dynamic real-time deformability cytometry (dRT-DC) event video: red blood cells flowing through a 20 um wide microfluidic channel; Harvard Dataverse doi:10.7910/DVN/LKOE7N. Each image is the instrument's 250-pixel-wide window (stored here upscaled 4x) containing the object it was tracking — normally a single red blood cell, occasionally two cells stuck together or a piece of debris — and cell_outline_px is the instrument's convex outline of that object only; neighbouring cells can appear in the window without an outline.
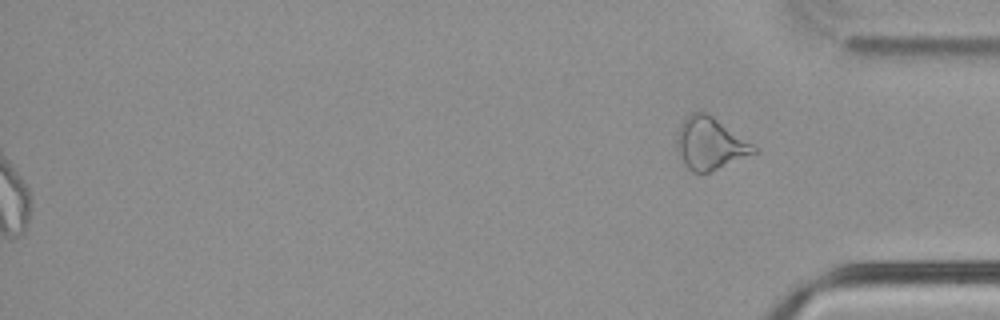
{"species": "common noctule bat (a hibernating species)", "species_latin": "Nyctalus noctula", "temperature_condition": "cold", "stored_images_in_passage": 48, "segment_of_instrument_passage": [2, 2], "camera_frame_rate_fps": 3000, "um_per_image_px": 0.085, "animal": {"sex": "male", "body_mass_g": 21.5, "forearm_length_mm": 52.0}, "frame": {"image": 1, "passage_image": 48, "time_ms": 15.667, "image_size_px": [1000, 320], "cell_outline_px": [[760, 152], [708, 172], [692, 172], [688, 168], [676, 148], [676, 140], [680, 124], [692, 112], [704, 112], [712, 116], [752, 144]], "centroid_in_image_um": [60.35, 12.21], "position_along_channel_um": 374.8, "area_um2": 22.89}}